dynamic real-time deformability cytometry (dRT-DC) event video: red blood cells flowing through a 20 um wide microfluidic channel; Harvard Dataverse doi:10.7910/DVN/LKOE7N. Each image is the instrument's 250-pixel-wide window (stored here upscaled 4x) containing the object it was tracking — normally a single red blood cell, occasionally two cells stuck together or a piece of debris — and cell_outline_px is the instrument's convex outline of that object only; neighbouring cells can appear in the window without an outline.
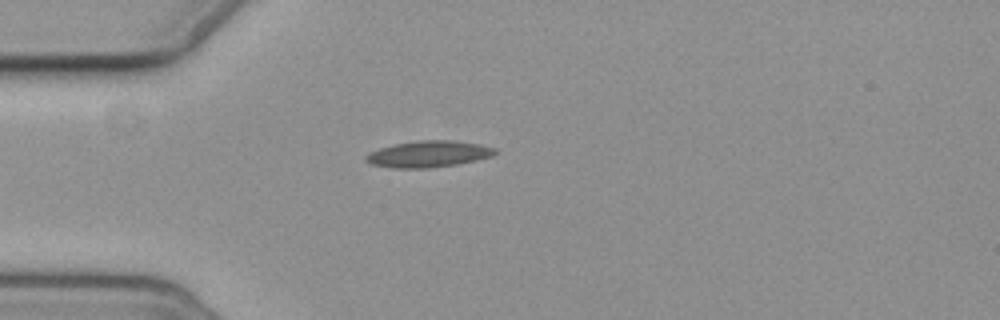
{"species": "common noctule bat (a hibernating species)", "species_latin": "Nyctalus noctula", "temperature_condition": "cold", "stored_images_in_passage": 1, "camera_frame_rate_fps": 3000, "um_per_image_px": 0.085, "animal": {"sex": "female", "body_mass_g": 19.3, "forearm_length_mm": 54.1}, "frame": {"image": 1, "passage_image": 1, "time_ms": 0.0, "image_size_px": [1000, 320], "cell_outline_px": [[496, 152], [492, 156], [476, 160], [456, 164], [428, 168], [392, 168], [368, 164], [364, 160], [364, 156], [368, 152], [380, 148], [396, 144], [420, 140], [456, 140], [480, 144], [496, 148]], "centroid_in_image_um": [36.38, 13.09], "position_along_channel_um": 48.6, "area_um2": 20.0}}